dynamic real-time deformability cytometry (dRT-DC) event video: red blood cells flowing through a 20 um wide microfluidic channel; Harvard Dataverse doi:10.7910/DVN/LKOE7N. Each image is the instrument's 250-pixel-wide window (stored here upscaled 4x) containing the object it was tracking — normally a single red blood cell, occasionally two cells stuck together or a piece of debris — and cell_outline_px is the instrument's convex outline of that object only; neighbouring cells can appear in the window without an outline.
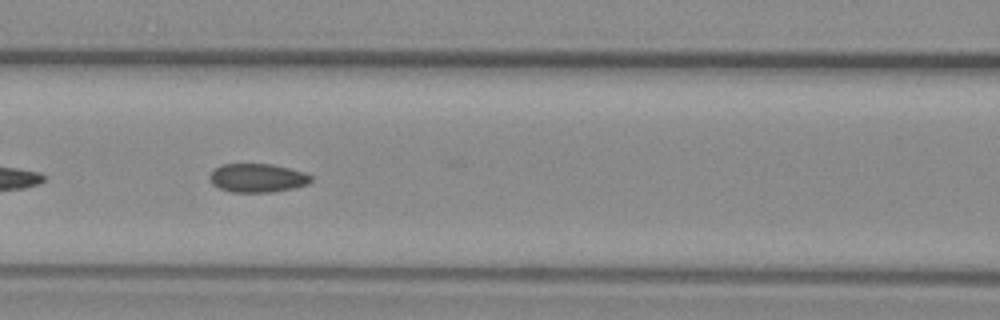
{"species": "common noctule bat (a hibernating species)", "species_latin": "Nyctalus noctula", "temperature_condition": "warm", "stored_images_in_passage": 6, "camera_frame_rate_fps": 3000, "um_per_image_px": 0.085, "animal": {"sex": "female", "body_mass_g": 29.2, "forearm_length_mm": 56.3}, "frame": {"image": 1, "passage_image": 5, "time_ms": 1.333, "image_size_px": [1000, 320], "cell_outline_px": [[312, 180], [308, 184], [296, 188], [272, 192], [232, 192], [220, 188], [212, 184], [208, 176], [220, 164], [272, 164], [304, 172], [312, 176]], "centroid_in_image_um": [21.89, 15.13], "position_along_channel_um": 144.7, "area_um2": 16.99}}